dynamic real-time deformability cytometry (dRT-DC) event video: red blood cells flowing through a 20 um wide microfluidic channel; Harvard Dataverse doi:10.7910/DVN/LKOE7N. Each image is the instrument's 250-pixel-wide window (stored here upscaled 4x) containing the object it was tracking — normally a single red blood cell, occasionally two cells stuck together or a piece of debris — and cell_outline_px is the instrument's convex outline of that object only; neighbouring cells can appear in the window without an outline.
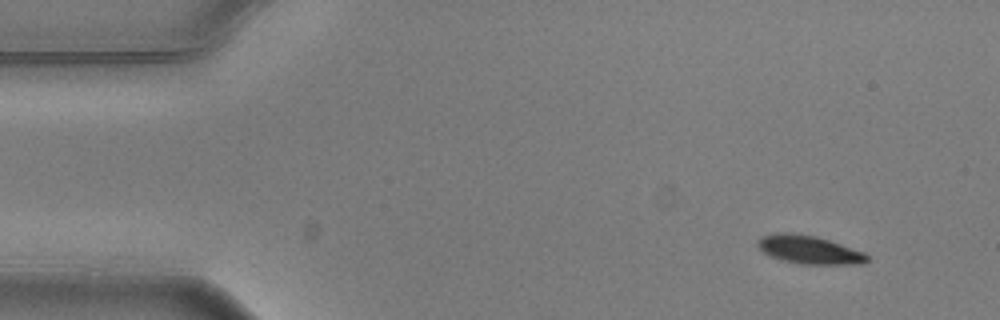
{"species": "common noctule bat (a hibernating species)", "species_latin": "Nyctalus noctula", "temperature_condition": "warm", "stored_images_in_passage": 4, "camera_frame_rate_fps": 3000, "um_per_image_px": 0.085, "animal": {"sex": "male", "body_mass_g": 20.5, "forearm_length_mm": 52.5}, "frame": {"image": 1, "passage_image": 4, "time_ms": 1.0, "image_size_px": [1000, 320], "cell_outline_px": [[868, 260], [864, 264], [800, 264], [768, 256], [756, 244], [760, 236], [776, 232], [788, 232], [816, 236], [864, 252], [868, 256]], "centroid_in_image_um": [68.75, 21.22], "position_along_channel_um": 16.3, "area_um2": 18.03}}